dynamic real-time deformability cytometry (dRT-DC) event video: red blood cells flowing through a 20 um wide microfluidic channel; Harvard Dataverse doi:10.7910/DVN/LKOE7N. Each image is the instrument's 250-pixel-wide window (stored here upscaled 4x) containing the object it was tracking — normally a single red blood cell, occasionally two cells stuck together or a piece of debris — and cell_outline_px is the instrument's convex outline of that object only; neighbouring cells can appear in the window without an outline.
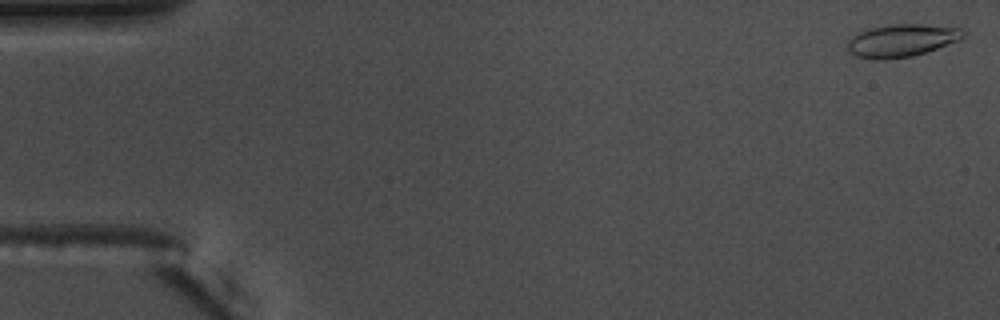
{"species": "common noctule bat (a hibernating species)", "species_latin": "Nyctalus noctula", "temperature_condition": "warm", "stored_images_in_passage": 14, "camera_frame_rate_fps": 3000, "um_per_image_px": 0.085, "animal": {"sex": "male", "body_mass_g": 17.5, "forearm_length_mm": 52.3}, "frame": {"image": 1, "passage_image": 1, "time_ms": 0.0, "image_size_px": [1000, 320], "cell_outline_px": [[968, 32], [960, 40], [912, 56], [880, 60], [876, 60], [856, 56], [848, 52], [848, 40], [852, 36], [860, 32], [872, 28], [896, 24], [916, 24], [960, 28]], "centroid_in_image_um": [76.64, 3.45], "position_along_channel_um": 8.4, "area_um2": 21.73}}